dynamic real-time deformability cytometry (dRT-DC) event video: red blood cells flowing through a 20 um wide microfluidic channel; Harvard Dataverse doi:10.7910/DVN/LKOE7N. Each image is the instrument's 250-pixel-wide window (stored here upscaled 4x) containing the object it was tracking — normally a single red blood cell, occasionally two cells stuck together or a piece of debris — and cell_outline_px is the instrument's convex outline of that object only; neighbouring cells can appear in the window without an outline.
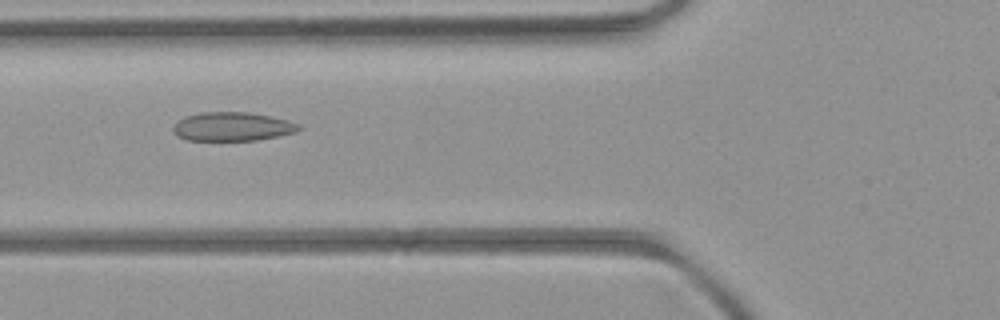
{"species": "common noctule bat (a hibernating species)", "species_latin": "Nyctalus noctula", "temperature_condition": "room temperature", "stored_images_in_passage": 10, "camera_frame_rate_fps": 3000, "um_per_image_px": 0.085, "animal": {"sex": "female", "body_mass_g": 21.9}, "frame": {"image": 1, "passage_image": 9, "time_ms": 9.333, "image_size_px": [1000, 320], "cell_outline_px": [[300, 128], [296, 132], [280, 136], [256, 140], [184, 140], [172, 132], [172, 128], [184, 116], [200, 112], [248, 112], [272, 116], [288, 120], [300, 124]], "centroid_in_image_um": [19.76, 10.76], "position_along_channel_um": 106.0, "area_um2": 21.21}}
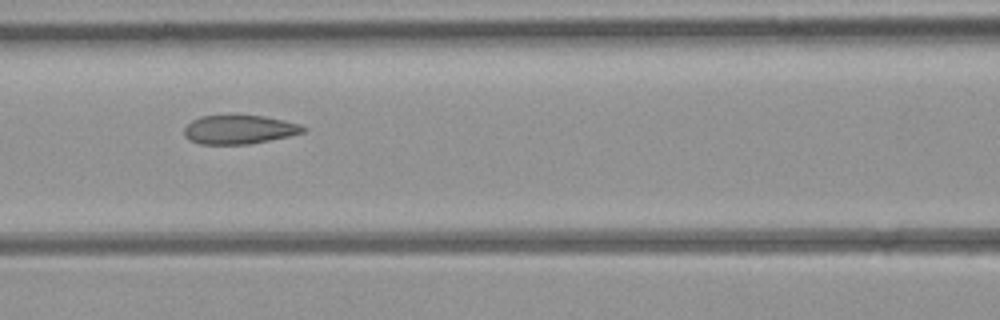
{"frame": {"image": 2, "passage_image": 10, "time_ms": 10.333, "image_size_px": [1000, 320], "cell_outline_px": [[308, 128], [304, 132], [288, 136], [248, 144], [200, 144], [188, 140], [184, 136], [184, 128], [192, 120], [200, 116], [232, 112], [264, 116], [284, 120], [300, 124]], "centroid_in_image_um": [20.29, 10.96], "position_along_channel_um": 146.3, "area_um2": 20.81}}